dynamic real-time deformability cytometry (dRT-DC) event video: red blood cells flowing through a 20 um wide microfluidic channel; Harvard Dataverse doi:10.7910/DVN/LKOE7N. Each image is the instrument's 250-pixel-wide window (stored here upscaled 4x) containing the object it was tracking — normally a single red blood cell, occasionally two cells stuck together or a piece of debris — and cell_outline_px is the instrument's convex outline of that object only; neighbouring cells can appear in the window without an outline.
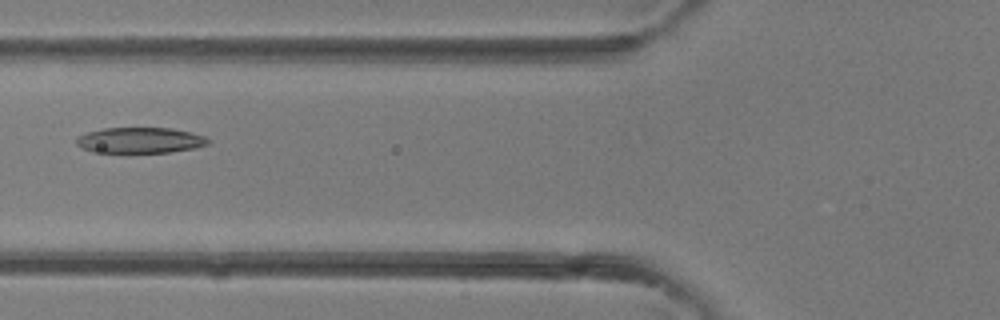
{"species": "common noctule bat (a hibernating species)", "species_latin": "Nyctalus noctula", "temperature_condition": "room temperature", "stored_images_in_passage": 39, "camera_frame_rate_fps": 3000, "um_per_image_px": 0.085, "animal": {"sex": "female"}, "frame": {"image": 1, "passage_image": 15, "time_ms": 4.667, "image_size_px": [1000, 320], "cell_outline_px": [[208, 144], [196, 148], [168, 152], [128, 156], [124, 156], [92, 152], [80, 148], [76, 144], [76, 136], [88, 132], [104, 128], [172, 128], [204, 136], [208, 140]], "centroid_in_image_um": [11.8, 11.99], "position_along_channel_um": 114.0, "area_um2": 20.81}}
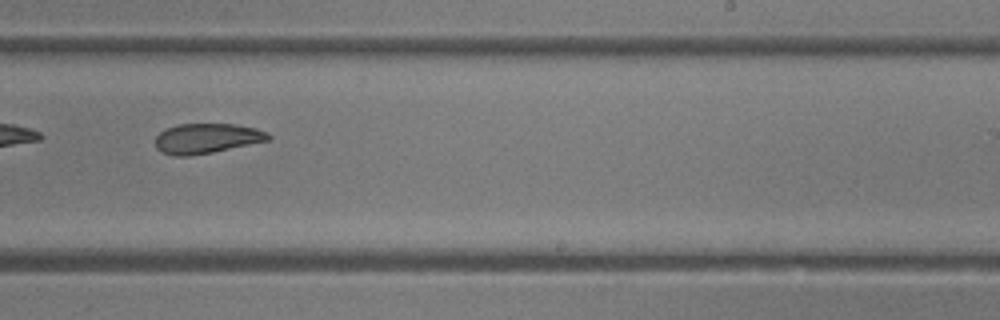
{"frame": {"image": 2, "passage_image": 24, "time_ms": 7.667, "image_size_px": [1000, 320], "cell_outline_px": [[272, 136], [268, 140], [212, 152], [188, 156], [172, 156], [156, 148], [156, 136], [160, 132], [168, 128], [180, 124], [236, 124], [256, 128], [268, 132]], "centroid_in_image_um": [17.58, 11.76], "position_along_channel_um": 271.4, "area_um2": 19.54}}
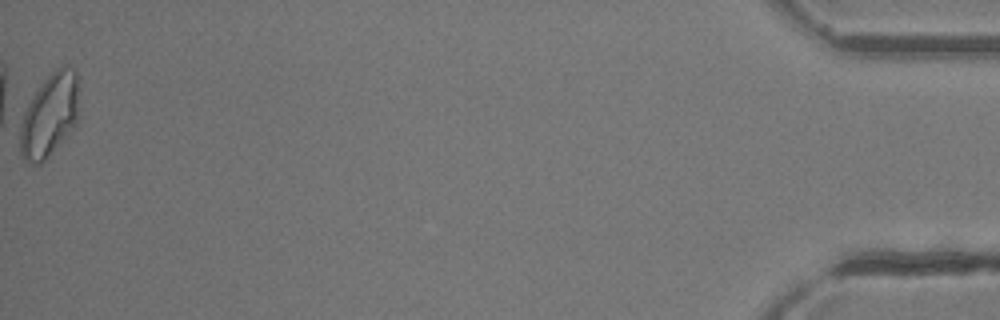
{"frame": {"image": 3, "passage_image": 39, "time_ms": 12.667, "image_size_px": [1000, 320], "cell_outline_px": [[76, 124], [48, 156], [40, 164], [32, 164], [24, 160], [20, 152], [16, 124], [28, 104], [44, 80], [60, 64], [68, 64], [76, 68]], "centroid_in_image_um": [4.12, 9.8], "position_along_channel_um": 431.1, "area_um2": 28.55}}